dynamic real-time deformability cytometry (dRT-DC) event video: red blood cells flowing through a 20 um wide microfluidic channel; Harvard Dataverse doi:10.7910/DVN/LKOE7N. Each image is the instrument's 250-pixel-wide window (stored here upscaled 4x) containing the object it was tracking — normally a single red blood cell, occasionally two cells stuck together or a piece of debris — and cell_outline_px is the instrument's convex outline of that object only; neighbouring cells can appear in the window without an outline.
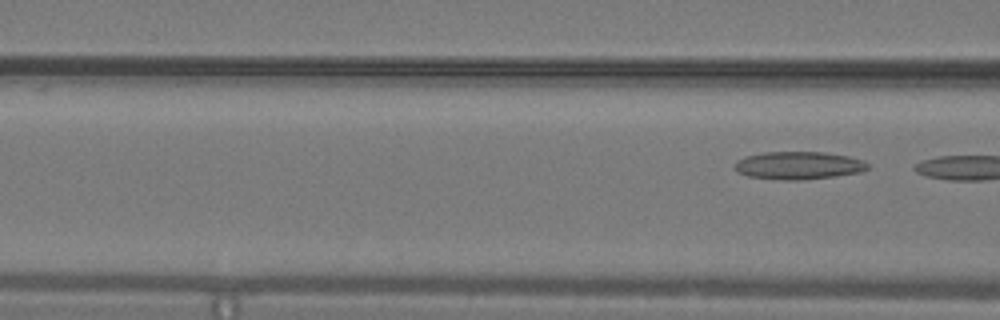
{"species": "common noctule bat (a hibernating species)", "species_latin": "Nyctalus noctula", "temperature_condition": "warm", "stored_images_in_passage": 15, "camera_frame_rate_fps": 3000, "um_per_image_px": 0.085, "animal": {"sex": "male", "body_mass_g": 19.2, "forearm_length_mm": 51.8}, "frame": {"image": 1, "passage_image": 15, "time_ms": 4.667, "image_size_px": [1000, 320], "cell_outline_px": [[868, 168], [860, 172], [836, 176], [804, 180], [780, 180], [748, 176], [736, 172], [732, 168], [736, 160], [744, 156], [764, 152], [824, 152], [848, 156], [864, 160], [868, 164]], "centroid_in_image_um": [67.82, 14.06], "position_along_channel_um": 98.8, "area_um2": 21.85}}